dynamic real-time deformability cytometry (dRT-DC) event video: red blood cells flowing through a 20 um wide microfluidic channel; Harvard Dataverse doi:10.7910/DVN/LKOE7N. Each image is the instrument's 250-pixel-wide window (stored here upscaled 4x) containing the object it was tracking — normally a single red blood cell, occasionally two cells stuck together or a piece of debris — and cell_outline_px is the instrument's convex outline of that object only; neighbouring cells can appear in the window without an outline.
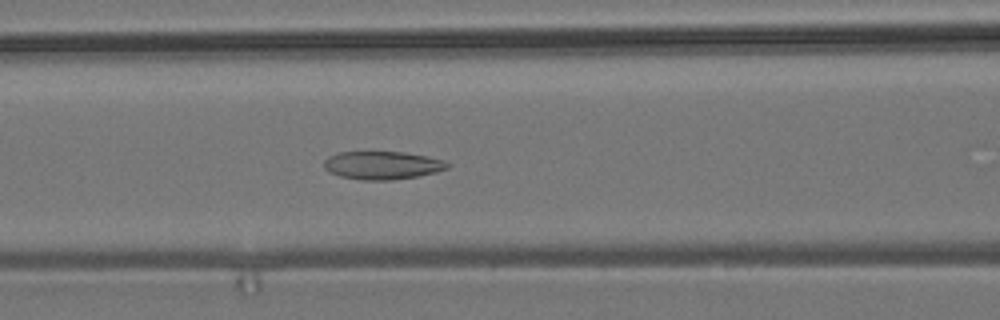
{"species": "common noctule bat (a hibernating species)", "species_latin": "Nyctalus noctula", "temperature_condition": "room temperature", "stored_images_in_passage": 44, "camera_frame_rate_fps": 3000, "um_per_image_px": 0.085, "animal": {"sex": "male", "body_mass_g": 19.2, "forearm_length_mm": 51.8}, "frame": {"image": 1, "passage_image": 11, "time_ms": 3.333, "image_size_px": [1000, 320], "cell_outline_px": [[452, 164], [448, 168], [436, 172], [416, 176], [392, 180], [360, 180], [340, 176], [328, 172], [324, 168], [324, 160], [328, 156], [340, 152], [404, 152], [428, 156], [444, 160]], "centroid_in_image_um": [32.5, 14.05], "position_along_channel_um": 134.1, "area_um2": 20.35}}
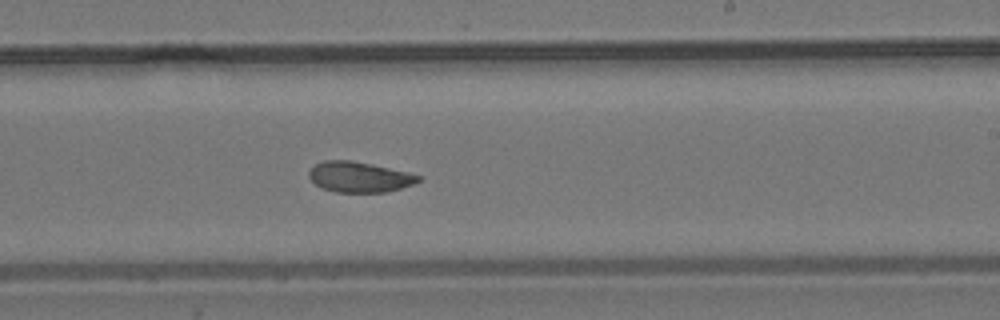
{"frame": {"image": 2, "passage_image": 21, "time_ms": 6.667, "image_size_px": [1000, 320], "cell_outline_px": [[420, 180], [412, 184], [400, 188], [384, 192], [336, 192], [324, 188], [316, 184], [308, 176], [308, 172], [316, 164], [324, 160], [352, 160], [372, 164], [408, 172], [420, 176]], "centroid_in_image_um": [30.53, 15.03], "position_along_channel_um": 258.5, "area_um2": 19.19}}
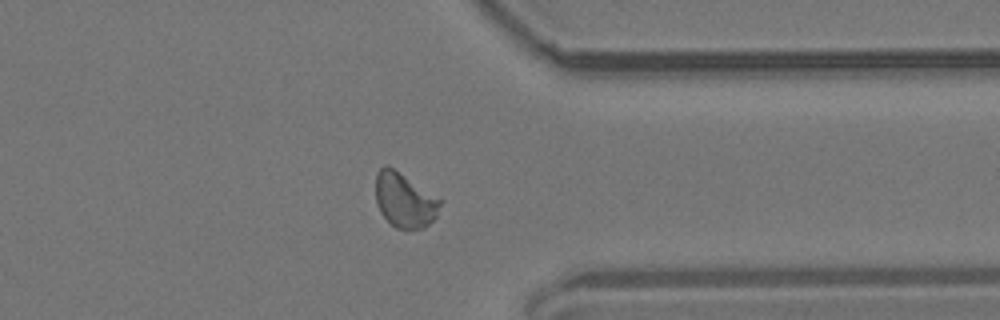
{"frame": {"image": 3, "passage_image": 31, "time_ms": 10.0, "image_size_px": [1000, 320], "cell_outline_px": [[440, 204], [436, 216], [424, 228], [396, 228], [380, 212], [376, 200], [376, 172], [384, 164], [388, 164], [440, 200]], "centroid_in_image_um": [34.34, 16.99], "position_along_channel_um": 377.1, "area_um2": 20.0}, "authors_computed_cell_mechanics": {"area_um2": 20.2011, "velocity_mm_per_s": 3.7389, "shape_relaxation_time_tau1_ms": null, "shape_relaxation_time_tau2_ms": 1.8242, "deformation_change_tau1": null, "deformation_change_tau2": 0.0606}}